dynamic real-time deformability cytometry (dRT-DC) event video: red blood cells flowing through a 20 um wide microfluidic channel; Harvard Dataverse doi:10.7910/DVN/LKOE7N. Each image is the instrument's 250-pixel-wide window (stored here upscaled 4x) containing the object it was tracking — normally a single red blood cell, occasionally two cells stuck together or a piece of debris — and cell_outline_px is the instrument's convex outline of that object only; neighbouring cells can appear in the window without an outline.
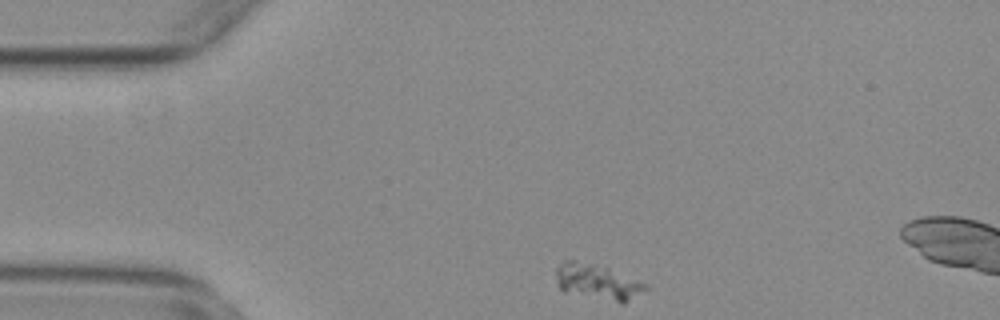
{"species": "common noctule bat (a hibernating species)", "species_latin": "Nyctalus noctula", "temperature_condition": "warm", "stored_images_in_passage": 47, "camera_frame_rate_fps": 3000, "um_per_image_px": 0.085, "animal": {"sex": "female", "body_mass_g": 29.2, "forearm_length_mm": 56.3}, "frame": {"image": 1, "passage_image": 1, "time_ms": 0.0, "image_size_px": [1000, 320], "cell_outline_px": [[648, 288], [624, 304], [620, 304], [564, 292], [556, 284], [556, 268], [564, 260], [576, 260], [596, 264], [608, 268], [644, 284]], "centroid_in_image_um": [50.72, 23.98], "position_along_channel_um": 34.3, "area_um2": 18.55}}
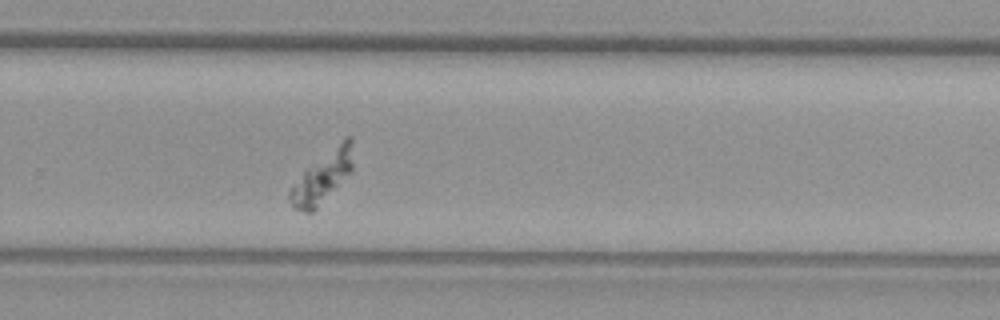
{"frame": {"image": 2, "passage_image": 27, "time_ms": 8.667, "image_size_px": [1000, 320], "cell_outline_px": [[352, 172], [312, 212], [304, 212], [292, 208], [288, 196], [288, 192], [292, 184], [304, 168], [344, 136], [352, 136]], "centroid_in_image_um": [27.38, 15.0], "position_along_channel_um": 302.4, "area_um2": 19.31}}
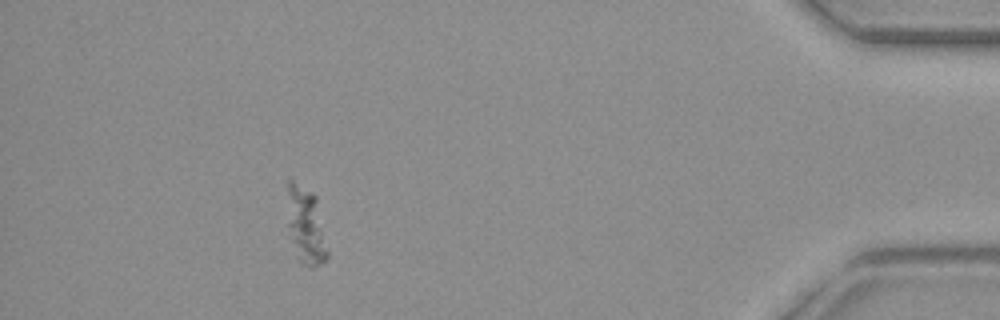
{"frame": {"image": 3, "passage_image": 41, "time_ms": 13.333, "image_size_px": [1000, 320], "cell_outline_px": [[328, 256], [320, 264], [312, 268], [300, 264], [296, 256], [288, 224], [288, 180], [292, 180], [312, 192], [316, 196], [328, 252]], "centroid_in_image_um": [26.0, 19.21], "position_along_channel_um": 409.2, "area_um2": 17.74}}